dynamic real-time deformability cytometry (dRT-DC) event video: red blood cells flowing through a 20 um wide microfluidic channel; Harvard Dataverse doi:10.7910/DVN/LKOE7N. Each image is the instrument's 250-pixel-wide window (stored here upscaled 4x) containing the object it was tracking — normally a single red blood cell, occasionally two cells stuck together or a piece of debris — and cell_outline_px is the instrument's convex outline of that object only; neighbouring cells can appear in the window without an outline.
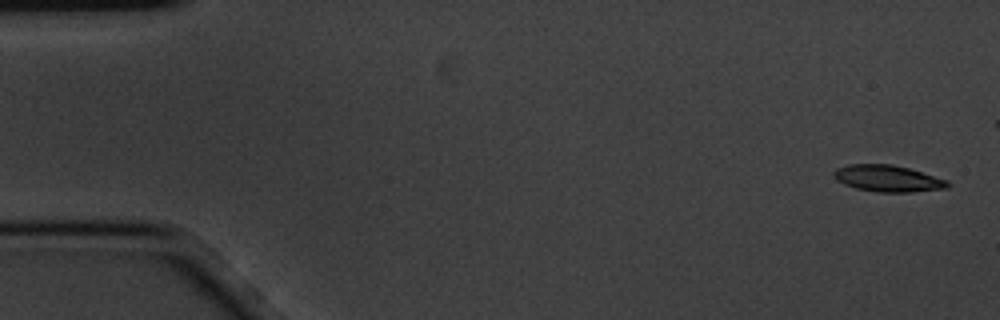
{"species": "common noctule bat (a hibernating species)", "species_latin": "Nyctalus noctula", "temperature_condition": "cold", "stored_images_in_passage": 6, "camera_frame_rate_fps": 3000, "um_per_image_px": 0.085, "animal": {"sex": "male", "body_mass_g": 20.1, "forearm_length_mm": 53.5}, "frame": {"image": 1, "passage_image": 1, "time_ms": 0.0, "image_size_px": [1000, 320], "cell_outline_px": [[952, 184], [948, 188], [912, 192], [876, 192], [856, 188], [844, 184], [836, 180], [832, 176], [832, 172], [836, 168], [848, 164], [892, 164], [908, 168], [948, 180]], "centroid_in_image_um": [75.45, 15.17], "position_along_channel_um": 9.6, "area_um2": 17.8}}